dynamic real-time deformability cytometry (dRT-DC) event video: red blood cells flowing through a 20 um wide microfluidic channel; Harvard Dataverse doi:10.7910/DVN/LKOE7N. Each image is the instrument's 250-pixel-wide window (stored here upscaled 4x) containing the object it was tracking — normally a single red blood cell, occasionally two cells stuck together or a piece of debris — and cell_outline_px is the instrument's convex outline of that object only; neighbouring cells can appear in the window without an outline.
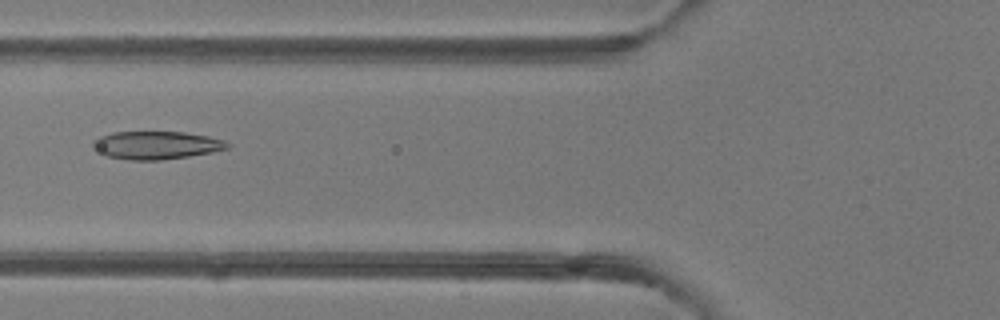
{"species": "common noctule bat (a hibernating species)", "species_latin": "Nyctalus noctula", "temperature_condition": "room temperature", "stored_images_in_passage": 39, "camera_frame_rate_fps": 3000, "um_per_image_px": 0.085, "animal": {"sex": "female"}, "frame": {"image": 1, "passage_image": 8, "time_ms": 2.333, "image_size_px": [1000, 320], "cell_outline_px": [[232, 144], [228, 148], [212, 152], [188, 156], [160, 160], [128, 160], [104, 156], [92, 148], [92, 140], [100, 136], [112, 132], [184, 132], [208, 136], [224, 140]], "centroid_in_image_um": [13.24, 12.34], "position_along_channel_um": 112.6, "area_um2": 22.14}}
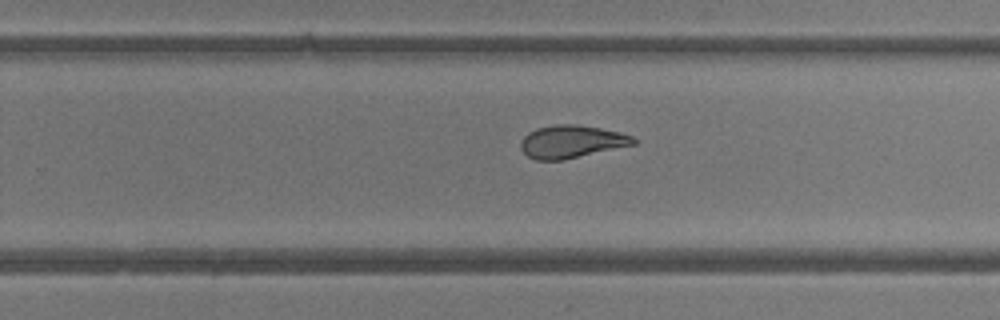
{"frame": {"image": 2, "passage_image": 20, "time_ms": 6.333, "image_size_px": [1000, 320], "cell_outline_px": [[636, 144], [564, 160], [536, 160], [528, 156], [520, 148], [520, 144], [524, 136], [528, 132], [536, 128], [556, 124], [576, 124], [600, 128], [620, 132], [632, 136], [636, 140]], "centroid_in_image_um": [48.57, 12.04], "position_along_channel_um": 281.2, "area_um2": 21.56}}
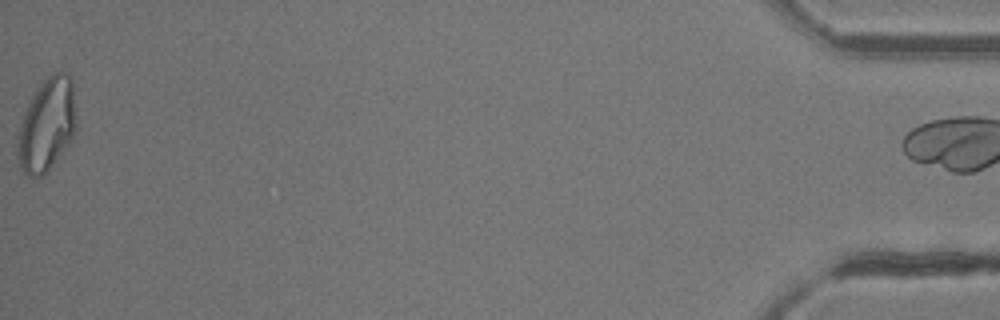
{"frame": {"image": 3, "passage_image": 38, "time_ms": 12.333, "image_size_px": [1000, 320], "cell_outline_px": [[76, 132], [68, 144], [52, 164], [36, 180], [20, 172], [16, 156], [16, 136], [24, 112], [32, 96], [40, 84], [52, 72], [64, 72], [72, 76], [76, 124]], "centroid_in_image_um": [3.94, 10.63], "position_along_channel_um": 431.3, "area_um2": 32.19}, "authors_computed_cell_mechanics": {"area_um2": 23.4668, "velocity_mm_per_s": 4.2172, "shape_relaxation_time_tau1_ms": 6.2604, "shape_relaxation_time_tau2_ms": 1.6965, "deformation_change_tau1": 0.1841, "deformation_change_tau2": 0.071}}